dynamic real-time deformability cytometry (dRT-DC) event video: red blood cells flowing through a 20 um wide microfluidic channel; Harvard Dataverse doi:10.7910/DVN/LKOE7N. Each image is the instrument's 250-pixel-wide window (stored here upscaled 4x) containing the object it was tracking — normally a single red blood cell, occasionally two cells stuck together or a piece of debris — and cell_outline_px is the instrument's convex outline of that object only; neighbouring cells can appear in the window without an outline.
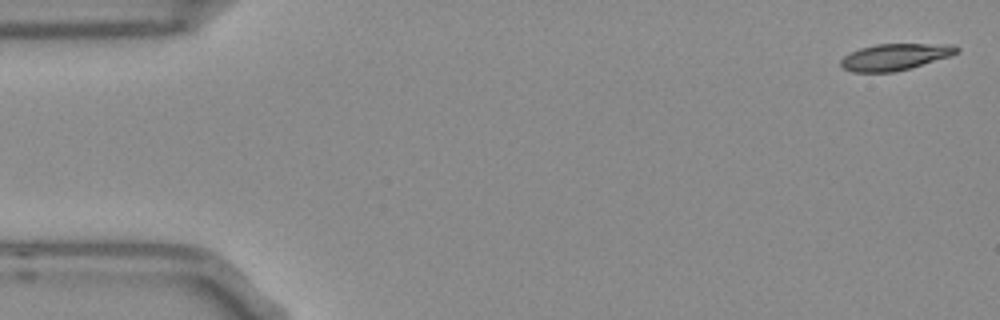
{"species": "Egyptian fruit bat (a non-hibernating species)", "species_latin": "Rousettus aegyptiacus", "temperature_condition": "room temperature", "stored_images_in_passage": 13, "camera_frame_rate_fps": 3000, "um_per_image_px": 0.085, "frame": {"image": 1, "passage_image": 1, "time_ms": 0.0, "image_size_px": [1000, 320], "cell_outline_px": [[960, 48], [956, 52], [948, 56], [908, 68], [892, 72], [852, 72], [844, 68], [840, 64], [840, 60], [844, 56], [860, 48], [876, 44], [952, 44]], "centroid_in_image_um": [76.03, 4.83], "position_along_channel_um": 9.0, "area_um2": 17.51}}